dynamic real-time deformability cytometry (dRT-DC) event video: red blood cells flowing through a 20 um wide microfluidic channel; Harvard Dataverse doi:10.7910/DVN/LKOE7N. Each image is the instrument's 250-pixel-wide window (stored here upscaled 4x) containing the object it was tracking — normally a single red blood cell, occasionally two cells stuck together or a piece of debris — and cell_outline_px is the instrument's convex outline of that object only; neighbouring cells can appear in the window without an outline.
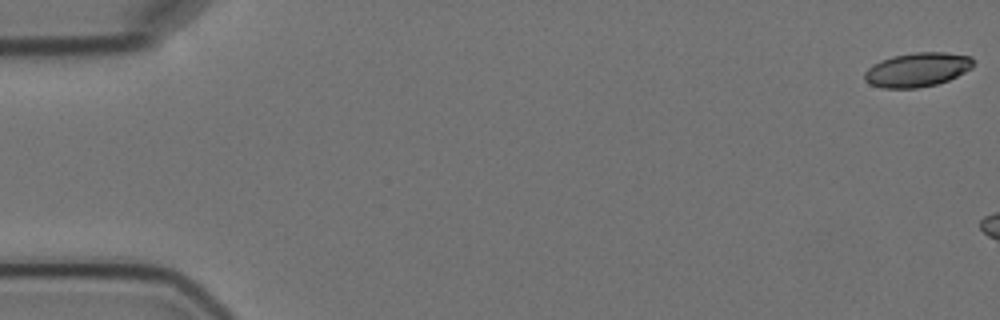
{"species": "Egyptian fruit bat (a non-hibernating species)", "species_latin": "Rousettus aegyptiacus", "temperature_condition": "cold", "stored_images_in_passage": 3, "camera_frame_rate_fps": 3000, "um_per_image_px": 0.085, "animal": {"sex": "female"}, "frame": {"image": 1, "passage_image": 1, "time_ms": 0.0, "image_size_px": [1000, 320], "cell_outline_px": [[972, 68], [948, 80], [936, 84], [916, 88], [884, 88], [868, 84], [864, 80], [864, 72], [872, 64], [880, 60], [892, 56], [912, 52], [944, 52], [972, 56]], "centroid_in_image_um": [77.92, 5.92], "position_along_channel_um": 7.1, "area_um2": 21.73}}